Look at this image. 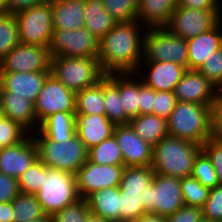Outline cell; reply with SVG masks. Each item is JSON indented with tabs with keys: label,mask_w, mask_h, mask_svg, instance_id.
<instances>
[{
	"label": "cell",
	"mask_w": 222,
	"mask_h": 222,
	"mask_svg": "<svg viewBox=\"0 0 222 222\" xmlns=\"http://www.w3.org/2000/svg\"><path fill=\"white\" fill-rule=\"evenodd\" d=\"M140 25V26H139ZM137 20L117 23L99 40V64L103 72L137 73L143 59L145 31ZM144 35H141V33Z\"/></svg>",
	"instance_id": "cell-1"
},
{
	"label": "cell",
	"mask_w": 222,
	"mask_h": 222,
	"mask_svg": "<svg viewBox=\"0 0 222 222\" xmlns=\"http://www.w3.org/2000/svg\"><path fill=\"white\" fill-rule=\"evenodd\" d=\"M166 120L171 137L202 146L214 135L215 109L209 105L178 101Z\"/></svg>",
	"instance_id": "cell-2"
},
{
	"label": "cell",
	"mask_w": 222,
	"mask_h": 222,
	"mask_svg": "<svg viewBox=\"0 0 222 222\" xmlns=\"http://www.w3.org/2000/svg\"><path fill=\"white\" fill-rule=\"evenodd\" d=\"M201 145L167 136L153 146L151 168L154 173L184 178L191 176Z\"/></svg>",
	"instance_id": "cell-3"
},
{
	"label": "cell",
	"mask_w": 222,
	"mask_h": 222,
	"mask_svg": "<svg viewBox=\"0 0 222 222\" xmlns=\"http://www.w3.org/2000/svg\"><path fill=\"white\" fill-rule=\"evenodd\" d=\"M36 133L32 137L37 157L47 168L76 174L88 160V149L77 135L70 140L57 142L47 138L39 129Z\"/></svg>",
	"instance_id": "cell-4"
},
{
	"label": "cell",
	"mask_w": 222,
	"mask_h": 222,
	"mask_svg": "<svg viewBox=\"0 0 222 222\" xmlns=\"http://www.w3.org/2000/svg\"><path fill=\"white\" fill-rule=\"evenodd\" d=\"M154 175L151 166L124 167L119 185L121 222H133L147 213L148 185Z\"/></svg>",
	"instance_id": "cell-5"
},
{
	"label": "cell",
	"mask_w": 222,
	"mask_h": 222,
	"mask_svg": "<svg viewBox=\"0 0 222 222\" xmlns=\"http://www.w3.org/2000/svg\"><path fill=\"white\" fill-rule=\"evenodd\" d=\"M50 74L75 93L106 76L97 57H51Z\"/></svg>",
	"instance_id": "cell-6"
},
{
	"label": "cell",
	"mask_w": 222,
	"mask_h": 222,
	"mask_svg": "<svg viewBox=\"0 0 222 222\" xmlns=\"http://www.w3.org/2000/svg\"><path fill=\"white\" fill-rule=\"evenodd\" d=\"M34 195L49 217L81 199L77 192L75 174L50 169L45 165L43 185Z\"/></svg>",
	"instance_id": "cell-7"
},
{
	"label": "cell",
	"mask_w": 222,
	"mask_h": 222,
	"mask_svg": "<svg viewBox=\"0 0 222 222\" xmlns=\"http://www.w3.org/2000/svg\"><path fill=\"white\" fill-rule=\"evenodd\" d=\"M141 62H168L187 70V41L173 35L165 27L146 28Z\"/></svg>",
	"instance_id": "cell-8"
},
{
	"label": "cell",
	"mask_w": 222,
	"mask_h": 222,
	"mask_svg": "<svg viewBox=\"0 0 222 222\" xmlns=\"http://www.w3.org/2000/svg\"><path fill=\"white\" fill-rule=\"evenodd\" d=\"M14 16L21 44L48 47L54 29L51 2L21 10Z\"/></svg>",
	"instance_id": "cell-9"
},
{
	"label": "cell",
	"mask_w": 222,
	"mask_h": 222,
	"mask_svg": "<svg viewBox=\"0 0 222 222\" xmlns=\"http://www.w3.org/2000/svg\"><path fill=\"white\" fill-rule=\"evenodd\" d=\"M50 57H98L99 40L85 26L76 30L53 29Z\"/></svg>",
	"instance_id": "cell-10"
},
{
	"label": "cell",
	"mask_w": 222,
	"mask_h": 222,
	"mask_svg": "<svg viewBox=\"0 0 222 222\" xmlns=\"http://www.w3.org/2000/svg\"><path fill=\"white\" fill-rule=\"evenodd\" d=\"M222 10H199L178 6L164 26L170 33L185 40L213 28L221 19Z\"/></svg>",
	"instance_id": "cell-11"
},
{
	"label": "cell",
	"mask_w": 222,
	"mask_h": 222,
	"mask_svg": "<svg viewBox=\"0 0 222 222\" xmlns=\"http://www.w3.org/2000/svg\"><path fill=\"white\" fill-rule=\"evenodd\" d=\"M182 206L180 178L155 173L148 185L147 213L167 217Z\"/></svg>",
	"instance_id": "cell-12"
},
{
	"label": "cell",
	"mask_w": 222,
	"mask_h": 222,
	"mask_svg": "<svg viewBox=\"0 0 222 222\" xmlns=\"http://www.w3.org/2000/svg\"><path fill=\"white\" fill-rule=\"evenodd\" d=\"M76 93L49 74L35 102V114L40 125L47 117L57 112H76Z\"/></svg>",
	"instance_id": "cell-13"
},
{
	"label": "cell",
	"mask_w": 222,
	"mask_h": 222,
	"mask_svg": "<svg viewBox=\"0 0 222 222\" xmlns=\"http://www.w3.org/2000/svg\"><path fill=\"white\" fill-rule=\"evenodd\" d=\"M124 165H98L87 160L77 171V192L85 199L94 191L109 187H119Z\"/></svg>",
	"instance_id": "cell-14"
},
{
	"label": "cell",
	"mask_w": 222,
	"mask_h": 222,
	"mask_svg": "<svg viewBox=\"0 0 222 222\" xmlns=\"http://www.w3.org/2000/svg\"><path fill=\"white\" fill-rule=\"evenodd\" d=\"M48 47L18 44L1 61L0 72L50 71Z\"/></svg>",
	"instance_id": "cell-15"
},
{
	"label": "cell",
	"mask_w": 222,
	"mask_h": 222,
	"mask_svg": "<svg viewBox=\"0 0 222 222\" xmlns=\"http://www.w3.org/2000/svg\"><path fill=\"white\" fill-rule=\"evenodd\" d=\"M178 101L209 105L216 109L221 92L198 70H186L174 89Z\"/></svg>",
	"instance_id": "cell-16"
},
{
	"label": "cell",
	"mask_w": 222,
	"mask_h": 222,
	"mask_svg": "<svg viewBox=\"0 0 222 222\" xmlns=\"http://www.w3.org/2000/svg\"><path fill=\"white\" fill-rule=\"evenodd\" d=\"M114 136L121 148L125 167L151 166L153 146L145 142L129 124L116 125Z\"/></svg>",
	"instance_id": "cell-17"
},
{
	"label": "cell",
	"mask_w": 222,
	"mask_h": 222,
	"mask_svg": "<svg viewBox=\"0 0 222 222\" xmlns=\"http://www.w3.org/2000/svg\"><path fill=\"white\" fill-rule=\"evenodd\" d=\"M50 71L0 72V92L23 97L35 104Z\"/></svg>",
	"instance_id": "cell-18"
},
{
	"label": "cell",
	"mask_w": 222,
	"mask_h": 222,
	"mask_svg": "<svg viewBox=\"0 0 222 222\" xmlns=\"http://www.w3.org/2000/svg\"><path fill=\"white\" fill-rule=\"evenodd\" d=\"M33 134L16 145L0 148V173L18 179L37 157Z\"/></svg>",
	"instance_id": "cell-19"
},
{
	"label": "cell",
	"mask_w": 222,
	"mask_h": 222,
	"mask_svg": "<svg viewBox=\"0 0 222 222\" xmlns=\"http://www.w3.org/2000/svg\"><path fill=\"white\" fill-rule=\"evenodd\" d=\"M220 20L213 28L187 39L188 70H198L212 52L222 47V25Z\"/></svg>",
	"instance_id": "cell-20"
},
{
	"label": "cell",
	"mask_w": 222,
	"mask_h": 222,
	"mask_svg": "<svg viewBox=\"0 0 222 222\" xmlns=\"http://www.w3.org/2000/svg\"><path fill=\"white\" fill-rule=\"evenodd\" d=\"M145 64L148 67L147 75L141 76L142 82L153 88L155 91H171L174 92L176 85L180 82L186 69L183 66L175 64L171 61L168 62H141L139 69ZM144 79V80H143Z\"/></svg>",
	"instance_id": "cell-21"
},
{
	"label": "cell",
	"mask_w": 222,
	"mask_h": 222,
	"mask_svg": "<svg viewBox=\"0 0 222 222\" xmlns=\"http://www.w3.org/2000/svg\"><path fill=\"white\" fill-rule=\"evenodd\" d=\"M76 135L89 150L114 135L116 125L106 115L76 114Z\"/></svg>",
	"instance_id": "cell-22"
},
{
	"label": "cell",
	"mask_w": 222,
	"mask_h": 222,
	"mask_svg": "<svg viewBox=\"0 0 222 222\" xmlns=\"http://www.w3.org/2000/svg\"><path fill=\"white\" fill-rule=\"evenodd\" d=\"M0 115L18 123L29 134L34 133L31 130L35 125L36 130L40 126L37 123L34 103L23 97L11 96V92H0Z\"/></svg>",
	"instance_id": "cell-23"
},
{
	"label": "cell",
	"mask_w": 222,
	"mask_h": 222,
	"mask_svg": "<svg viewBox=\"0 0 222 222\" xmlns=\"http://www.w3.org/2000/svg\"><path fill=\"white\" fill-rule=\"evenodd\" d=\"M86 203L91 214L110 222H121L119 187H109L89 194Z\"/></svg>",
	"instance_id": "cell-24"
},
{
	"label": "cell",
	"mask_w": 222,
	"mask_h": 222,
	"mask_svg": "<svg viewBox=\"0 0 222 222\" xmlns=\"http://www.w3.org/2000/svg\"><path fill=\"white\" fill-rule=\"evenodd\" d=\"M51 6L54 29L73 31L84 26L85 0H53Z\"/></svg>",
	"instance_id": "cell-25"
},
{
	"label": "cell",
	"mask_w": 222,
	"mask_h": 222,
	"mask_svg": "<svg viewBox=\"0 0 222 222\" xmlns=\"http://www.w3.org/2000/svg\"><path fill=\"white\" fill-rule=\"evenodd\" d=\"M179 0H138L137 21L149 27H164Z\"/></svg>",
	"instance_id": "cell-26"
},
{
	"label": "cell",
	"mask_w": 222,
	"mask_h": 222,
	"mask_svg": "<svg viewBox=\"0 0 222 222\" xmlns=\"http://www.w3.org/2000/svg\"><path fill=\"white\" fill-rule=\"evenodd\" d=\"M83 16L84 26L98 40L117 24L104 8L103 0H85Z\"/></svg>",
	"instance_id": "cell-27"
},
{
	"label": "cell",
	"mask_w": 222,
	"mask_h": 222,
	"mask_svg": "<svg viewBox=\"0 0 222 222\" xmlns=\"http://www.w3.org/2000/svg\"><path fill=\"white\" fill-rule=\"evenodd\" d=\"M104 108L108 120L115 125L129 124L130 117L122 108L119 95V73L107 74L104 77Z\"/></svg>",
	"instance_id": "cell-28"
},
{
	"label": "cell",
	"mask_w": 222,
	"mask_h": 222,
	"mask_svg": "<svg viewBox=\"0 0 222 222\" xmlns=\"http://www.w3.org/2000/svg\"><path fill=\"white\" fill-rule=\"evenodd\" d=\"M76 114L57 112L47 117L39 130L49 139L64 142L76 135Z\"/></svg>",
	"instance_id": "cell-29"
},
{
	"label": "cell",
	"mask_w": 222,
	"mask_h": 222,
	"mask_svg": "<svg viewBox=\"0 0 222 222\" xmlns=\"http://www.w3.org/2000/svg\"><path fill=\"white\" fill-rule=\"evenodd\" d=\"M129 125L151 146L168 136L167 120L154 114L133 117L130 119Z\"/></svg>",
	"instance_id": "cell-30"
},
{
	"label": "cell",
	"mask_w": 222,
	"mask_h": 222,
	"mask_svg": "<svg viewBox=\"0 0 222 222\" xmlns=\"http://www.w3.org/2000/svg\"><path fill=\"white\" fill-rule=\"evenodd\" d=\"M76 112L84 115H105L104 108V78L96 85L76 92Z\"/></svg>",
	"instance_id": "cell-31"
},
{
	"label": "cell",
	"mask_w": 222,
	"mask_h": 222,
	"mask_svg": "<svg viewBox=\"0 0 222 222\" xmlns=\"http://www.w3.org/2000/svg\"><path fill=\"white\" fill-rule=\"evenodd\" d=\"M134 75L136 73H119V95L122 99V108L130 118L139 115L140 79L137 81Z\"/></svg>",
	"instance_id": "cell-32"
},
{
	"label": "cell",
	"mask_w": 222,
	"mask_h": 222,
	"mask_svg": "<svg viewBox=\"0 0 222 222\" xmlns=\"http://www.w3.org/2000/svg\"><path fill=\"white\" fill-rule=\"evenodd\" d=\"M11 202L13 222H30L47 217L35 195L19 193Z\"/></svg>",
	"instance_id": "cell-33"
},
{
	"label": "cell",
	"mask_w": 222,
	"mask_h": 222,
	"mask_svg": "<svg viewBox=\"0 0 222 222\" xmlns=\"http://www.w3.org/2000/svg\"><path fill=\"white\" fill-rule=\"evenodd\" d=\"M88 160L98 165H124L121 148L114 135L91 147Z\"/></svg>",
	"instance_id": "cell-34"
},
{
	"label": "cell",
	"mask_w": 222,
	"mask_h": 222,
	"mask_svg": "<svg viewBox=\"0 0 222 222\" xmlns=\"http://www.w3.org/2000/svg\"><path fill=\"white\" fill-rule=\"evenodd\" d=\"M20 44L18 26L14 14L0 16V61Z\"/></svg>",
	"instance_id": "cell-35"
},
{
	"label": "cell",
	"mask_w": 222,
	"mask_h": 222,
	"mask_svg": "<svg viewBox=\"0 0 222 222\" xmlns=\"http://www.w3.org/2000/svg\"><path fill=\"white\" fill-rule=\"evenodd\" d=\"M181 192L185 206L202 208L206 203L210 189L204 187L192 176L180 178Z\"/></svg>",
	"instance_id": "cell-36"
},
{
	"label": "cell",
	"mask_w": 222,
	"mask_h": 222,
	"mask_svg": "<svg viewBox=\"0 0 222 222\" xmlns=\"http://www.w3.org/2000/svg\"><path fill=\"white\" fill-rule=\"evenodd\" d=\"M44 181V164L37 158L18 178V187L22 194H36Z\"/></svg>",
	"instance_id": "cell-37"
},
{
	"label": "cell",
	"mask_w": 222,
	"mask_h": 222,
	"mask_svg": "<svg viewBox=\"0 0 222 222\" xmlns=\"http://www.w3.org/2000/svg\"><path fill=\"white\" fill-rule=\"evenodd\" d=\"M191 176L209 189L219 185L216 170L210 158L203 150L195 158Z\"/></svg>",
	"instance_id": "cell-38"
},
{
	"label": "cell",
	"mask_w": 222,
	"mask_h": 222,
	"mask_svg": "<svg viewBox=\"0 0 222 222\" xmlns=\"http://www.w3.org/2000/svg\"><path fill=\"white\" fill-rule=\"evenodd\" d=\"M137 1L103 0V4L117 23H128L137 20Z\"/></svg>",
	"instance_id": "cell-39"
},
{
	"label": "cell",
	"mask_w": 222,
	"mask_h": 222,
	"mask_svg": "<svg viewBox=\"0 0 222 222\" xmlns=\"http://www.w3.org/2000/svg\"><path fill=\"white\" fill-rule=\"evenodd\" d=\"M198 71L222 93V47L212 52Z\"/></svg>",
	"instance_id": "cell-40"
},
{
	"label": "cell",
	"mask_w": 222,
	"mask_h": 222,
	"mask_svg": "<svg viewBox=\"0 0 222 222\" xmlns=\"http://www.w3.org/2000/svg\"><path fill=\"white\" fill-rule=\"evenodd\" d=\"M27 133L18 123L0 115V148L18 144L27 136Z\"/></svg>",
	"instance_id": "cell-41"
},
{
	"label": "cell",
	"mask_w": 222,
	"mask_h": 222,
	"mask_svg": "<svg viewBox=\"0 0 222 222\" xmlns=\"http://www.w3.org/2000/svg\"><path fill=\"white\" fill-rule=\"evenodd\" d=\"M90 211L85 199L63 208L51 216V222H86Z\"/></svg>",
	"instance_id": "cell-42"
},
{
	"label": "cell",
	"mask_w": 222,
	"mask_h": 222,
	"mask_svg": "<svg viewBox=\"0 0 222 222\" xmlns=\"http://www.w3.org/2000/svg\"><path fill=\"white\" fill-rule=\"evenodd\" d=\"M202 214L205 219L222 222V186L210 189Z\"/></svg>",
	"instance_id": "cell-43"
},
{
	"label": "cell",
	"mask_w": 222,
	"mask_h": 222,
	"mask_svg": "<svg viewBox=\"0 0 222 222\" xmlns=\"http://www.w3.org/2000/svg\"><path fill=\"white\" fill-rule=\"evenodd\" d=\"M177 102L174 92L154 90L153 114L167 119Z\"/></svg>",
	"instance_id": "cell-44"
},
{
	"label": "cell",
	"mask_w": 222,
	"mask_h": 222,
	"mask_svg": "<svg viewBox=\"0 0 222 222\" xmlns=\"http://www.w3.org/2000/svg\"><path fill=\"white\" fill-rule=\"evenodd\" d=\"M201 147L210 158L216 170L219 186H222V141L213 135Z\"/></svg>",
	"instance_id": "cell-45"
},
{
	"label": "cell",
	"mask_w": 222,
	"mask_h": 222,
	"mask_svg": "<svg viewBox=\"0 0 222 222\" xmlns=\"http://www.w3.org/2000/svg\"><path fill=\"white\" fill-rule=\"evenodd\" d=\"M202 219V208L185 205L165 217L166 222H201Z\"/></svg>",
	"instance_id": "cell-46"
},
{
	"label": "cell",
	"mask_w": 222,
	"mask_h": 222,
	"mask_svg": "<svg viewBox=\"0 0 222 222\" xmlns=\"http://www.w3.org/2000/svg\"><path fill=\"white\" fill-rule=\"evenodd\" d=\"M19 193L18 179L0 173V203L12 201Z\"/></svg>",
	"instance_id": "cell-47"
},
{
	"label": "cell",
	"mask_w": 222,
	"mask_h": 222,
	"mask_svg": "<svg viewBox=\"0 0 222 222\" xmlns=\"http://www.w3.org/2000/svg\"><path fill=\"white\" fill-rule=\"evenodd\" d=\"M154 89L140 80L139 115L153 114Z\"/></svg>",
	"instance_id": "cell-48"
},
{
	"label": "cell",
	"mask_w": 222,
	"mask_h": 222,
	"mask_svg": "<svg viewBox=\"0 0 222 222\" xmlns=\"http://www.w3.org/2000/svg\"><path fill=\"white\" fill-rule=\"evenodd\" d=\"M220 0H179L178 6L199 10H222Z\"/></svg>",
	"instance_id": "cell-49"
},
{
	"label": "cell",
	"mask_w": 222,
	"mask_h": 222,
	"mask_svg": "<svg viewBox=\"0 0 222 222\" xmlns=\"http://www.w3.org/2000/svg\"><path fill=\"white\" fill-rule=\"evenodd\" d=\"M6 3L8 13L12 14L41 4L39 0H6Z\"/></svg>",
	"instance_id": "cell-50"
},
{
	"label": "cell",
	"mask_w": 222,
	"mask_h": 222,
	"mask_svg": "<svg viewBox=\"0 0 222 222\" xmlns=\"http://www.w3.org/2000/svg\"><path fill=\"white\" fill-rule=\"evenodd\" d=\"M214 135L222 141V93L215 109Z\"/></svg>",
	"instance_id": "cell-51"
},
{
	"label": "cell",
	"mask_w": 222,
	"mask_h": 222,
	"mask_svg": "<svg viewBox=\"0 0 222 222\" xmlns=\"http://www.w3.org/2000/svg\"><path fill=\"white\" fill-rule=\"evenodd\" d=\"M12 202L0 203V222H13Z\"/></svg>",
	"instance_id": "cell-52"
},
{
	"label": "cell",
	"mask_w": 222,
	"mask_h": 222,
	"mask_svg": "<svg viewBox=\"0 0 222 222\" xmlns=\"http://www.w3.org/2000/svg\"><path fill=\"white\" fill-rule=\"evenodd\" d=\"M133 222H166L165 217L160 215H155L151 213H146L141 215L138 219L134 220Z\"/></svg>",
	"instance_id": "cell-53"
},
{
	"label": "cell",
	"mask_w": 222,
	"mask_h": 222,
	"mask_svg": "<svg viewBox=\"0 0 222 222\" xmlns=\"http://www.w3.org/2000/svg\"><path fill=\"white\" fill-rule=\"evenodd\" d=\"M86 222H110V221L104 219L103 217H99L90 213Z\"/></svg>",
	"instance_id": "cell-54"
},
{
	"label": "cell",
	"mask_w": 222,
	"mask_h": 222,
	"mask_svg": "<svg viewBox=\"0 0 222 222\" xmlns=\"http://www.w3.org/2000/svg\"><path fill=\"white\" fill-rule=\"evenodd\" d=\"M8 13L6 0H0V16Z\"/></svg>",
	"instance_id": "cell-55"
},
{
	"label": "cell",
	"mask_w": 222,
	"mask_h": 222,
	"mask_svg": "<svg viewBox=\"0 0 222 222\" xmlns=\"http://www.w3.org/2000/svg\"><path fill=\"white\" fill-rule=\"evenodd\" d=\"M30 222H51V217L47 216L45 219H39Z\"/></svg>",
	"instance_id": "cell-56"
},
{
	"label": "cell",
	"mask_w": 222,
	"mask_h": 222,
	"mask_svg": "<svg viewBox=\"0 0 222 222\" xmlns=\"http://www.w3.org/2000/svg\"><path fill=\"white\" fill-rule=\"evenodd\" d=\"M201 222H220V221L208 220V219L203 218Z\"/></svg>",
	"instance_id": "cell-57"
},
{
	"label": "cell",
	"mask_w": 222,
	"mask_h": 222,
	"mask_svg": "<svg viewBox=\"0 0 222 222\" xmlns=\"http://www.w3.org/2000/svg\"><path fill=\"white\" fill-rule=\"evenodd\" d=\"M41 3H50L52 2L53 0H39Z\"/></svg>",
	"instance_id": "cell-58"
}]
</instances>
